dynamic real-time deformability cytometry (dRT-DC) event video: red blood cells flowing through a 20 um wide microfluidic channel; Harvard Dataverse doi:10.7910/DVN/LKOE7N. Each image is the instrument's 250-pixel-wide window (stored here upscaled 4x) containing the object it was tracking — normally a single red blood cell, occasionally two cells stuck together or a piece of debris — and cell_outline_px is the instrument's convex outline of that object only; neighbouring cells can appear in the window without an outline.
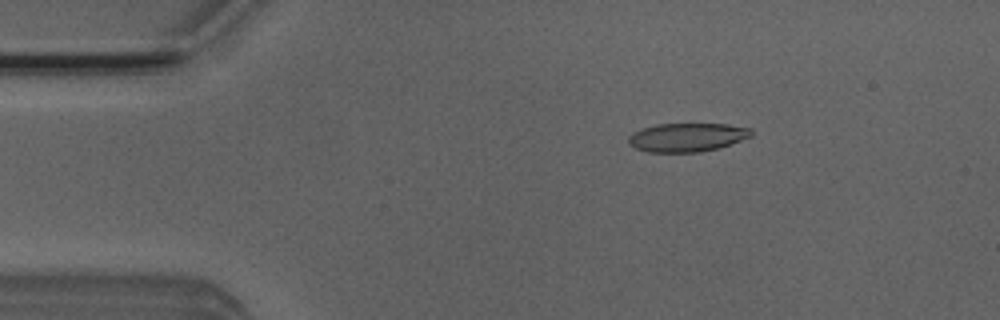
{"species": "Egyptian fruit bat (a non-hibernating species)", "species_latin": "Rousettus aegyptiacus", "temperature_condition": "room temperature", "stored_images_in_passage": 7, "camera_frame_rate_fps": 3000, "um_per_image_px": 0.085, "animal": {"sex": "male"}, "frame": {"image": 1, "passage_image": 3, "time_ms": 2.0, "image_size_px": [1000, 320], "cell_outline_px": [[752, 136], [716, 148], [700, 152], [648, 152], [636, 148], [628, 144], [628, 136], [632, 132], [656, 124], [728, 124], [752, 128]], "centroid_in_image_um": [58.37, 11.66], "position_along_channel_um": 26.6, "area_um2": 20.4}}
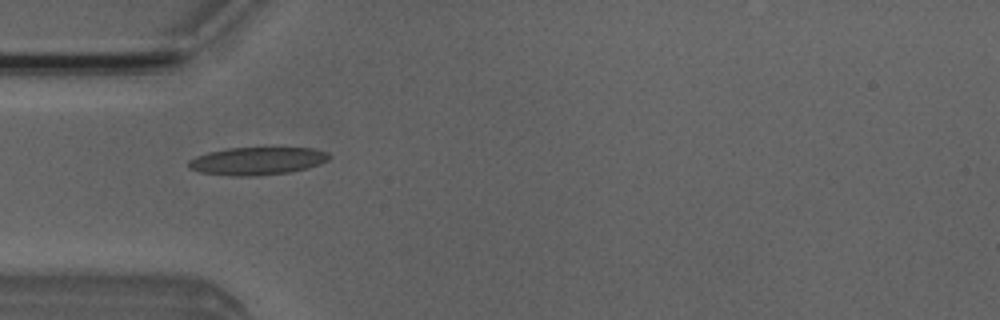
{"frame": {"image": 2, "passage_image": 5, "time_ms": 4.333, "image_size_px": [1000, 320], "cell_outline_px": [[332, 156], [328, 160], [320, 164], [308, 168], [288, 172], [252, 176], [232, 176], [200, 172], [188, 168], [188, 160], [196, 156], [208, 152], [228, 148], [272, 144], [312, 148], [328, 152]], "centroid_in_image_um": [21.92, 13.62], "position_along_channel_um": 63.1, "area_um2": 23.99}}